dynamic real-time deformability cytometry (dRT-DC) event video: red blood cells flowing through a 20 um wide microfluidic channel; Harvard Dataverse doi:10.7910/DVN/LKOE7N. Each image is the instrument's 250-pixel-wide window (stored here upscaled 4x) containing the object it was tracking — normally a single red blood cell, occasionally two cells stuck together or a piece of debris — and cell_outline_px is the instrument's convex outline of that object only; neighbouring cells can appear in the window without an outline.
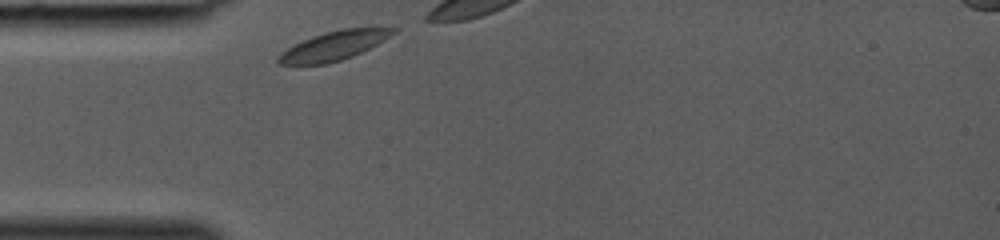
{"species": "common noctule bat (a hibernating species)", "species_latin": "Nyctalus noctula", "temperature_condition": "room temperature", "stored_images_in_passage": 5, "camera_frame_rate_fps": 3000, "um_per_image_px": 0.085, "animal": {"sex": "female", "body_mass_g": 19.0, "forearm_length_mm": 53.3}, "frame": {"image": 1, "passage_image": 1, "time_ms": 0.0, "image_size_px": [1000, 240], "cell_outline_px": [[400, 28], [396, 32], [384, 40], [352, 56], [328, 64], [280, 64], [276, 60], [276, 56], [280, 52], [312, 36], [324, 32], [340, 28]], "centroid_in_image_um": [28.36, 3.88], "position_along_channel_um": 56.6, "area_um2": 19.19}}